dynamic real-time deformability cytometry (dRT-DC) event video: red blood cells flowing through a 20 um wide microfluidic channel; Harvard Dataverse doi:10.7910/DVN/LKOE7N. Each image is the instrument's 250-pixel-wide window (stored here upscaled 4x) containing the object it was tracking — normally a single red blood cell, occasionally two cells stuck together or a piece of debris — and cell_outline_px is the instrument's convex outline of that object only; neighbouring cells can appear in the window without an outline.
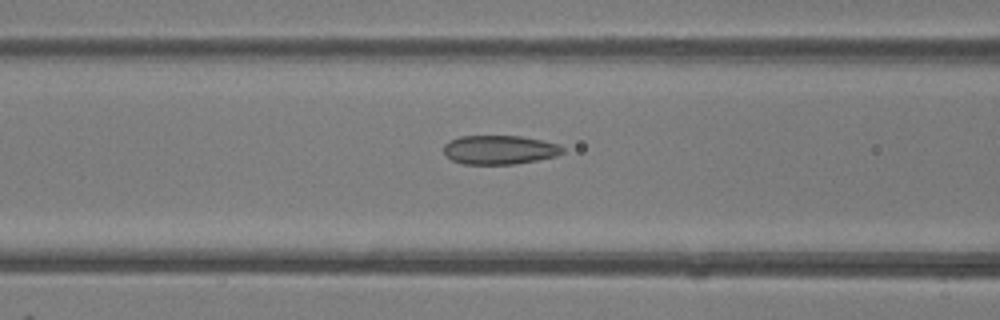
{"species": "common noctule bat (a hibernating species)", "species_latin": "Nyctalus noctula", "temperature_condition": "room temperature", "stored_images_in_passage": 47, "camera_frame_rate_fps": 3000, "um_per_image_px": 0.085, "animal": {"sex": "female"}, "frame": {"image": 1, "passage_image": 19, "time_ms": 6.0, "image_size_px": [1000, 320], "cell_outline_px": [[564, 152], [556, 156], [536, 160], [512, 164], [464, 164], [452, 160], [444, 152], [444, 144], [460, 136], [520, 136], [560, 144], [564, 148]], "centroid_in_image_um": [42.48, 12.73], "position_along_channel_um": 124.1, "area_um2": 19.94}}
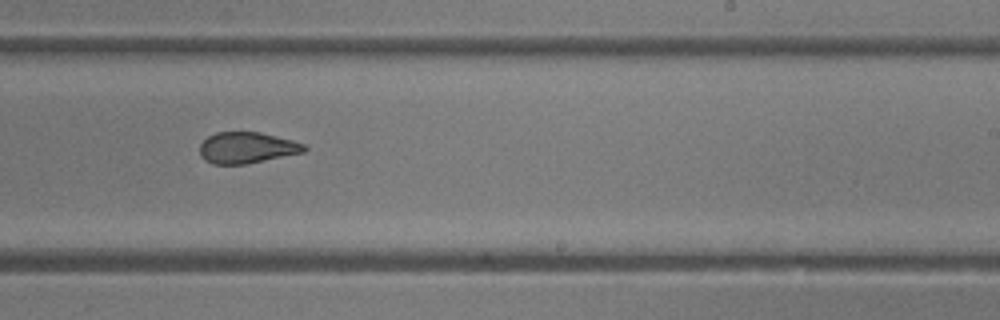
{"frame": {"image": 2, "passage_image": 29, "time_ms": 9.333, "image_size_px": [1000, 320], "cell_outline_px": [[308, 148], [304, 152], [244, 164], [212, 164], [204, 160], [200, 156], [200, 144], [208, 136], [216, 132], [260, 132], [292, 140], [304, 144]], "centroid_in_image_um": [20.96, 12.55], "position_along_channel_um": 268.0, "area_um2": 18.9}}
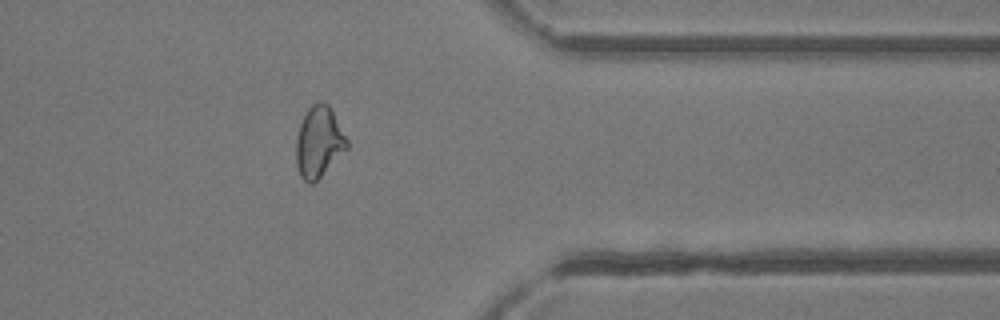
{"frame": {"image": 3, "passage_image": 38, "time_ms": 12.333, "image_size_px": [1000, 320], "cell_outline_px": [[348, 148], [312, 184], [308, 184], [300, 176], [296, 164], [296, 140], [300, 124], [308, 108], [316, 100], [320, 100], [328, 104], [332, 108], [348, 140]], "centroid_in_image_um": [27.11, 12.03], "position_along_channel_um": 384.3, "area_um2": 21.1}, "authors_computed_cell_mechanics": {"area_um2": 21.4438, "velocity_mm_per_s": 4.3203, "shape_relaxation_time_tau1_ms": 5.5861, "shape_relaxation_time_tau2_ms": 1.528, "deformation_change_tau1": 0.1494, "deformation_change_tau2": 0.0918}}